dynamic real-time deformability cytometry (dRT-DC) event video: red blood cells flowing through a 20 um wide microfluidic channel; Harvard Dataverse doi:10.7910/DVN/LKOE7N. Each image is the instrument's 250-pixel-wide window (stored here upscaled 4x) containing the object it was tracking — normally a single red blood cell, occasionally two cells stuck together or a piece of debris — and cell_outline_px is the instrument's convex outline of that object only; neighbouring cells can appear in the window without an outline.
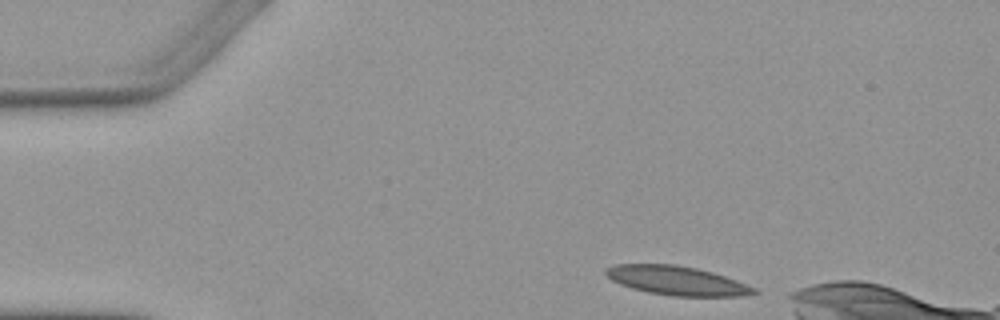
{"species": "Egyptian fruit bat (a non-hibernating species)", "species_latin": "Rousettus aegyptiacus", "temperature_condition": "warm", "stored_images_in_passage": 4, "camera_frame_rate_fps": 3000, "um_per_image_px": 0.085, "animal": {"sex": "female"}, "frame": {"image": 1, "passage_image": 1, "time_ms": 0.0, "image_size_px": [1000, 320], "cell_outline_px": [[760, 292], [744, 296], [672, 296], [648, 292], [632, 288], [620, 284], [612, 280], [604, 272], [604, 268], [616, 264], [672, 264], [696, 268], [712, 272], [736, 280], [756, 288]], "centroid_in_image_um": [57.53, 23.85], "position_along_channel_um": 27.5, "area_um2": 25.03}}
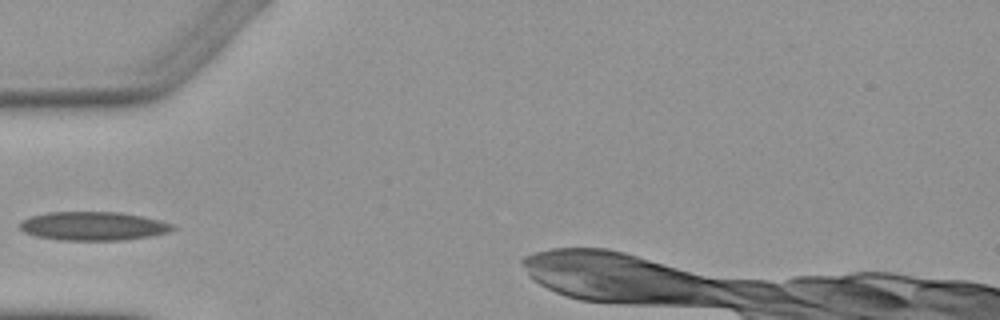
{"frame": {"image": 2, "passage_image": 3, "time_ms": 3.0, "image_size_px": [1000, 320], "cell_outline_px": [[176, 228], [168, 232], [152, 236], [124, 240], [60, 240], [36, 236], [24, 232], [20, 228], [20, 224], [24, 220], [32, 216], [48, 212], [120, 212], [140, 216], [172, 224]], "centroid_in_image_um": [7.92, 19.22], "position_along_channel_um": 77.1, "area_um2": 25.32}}